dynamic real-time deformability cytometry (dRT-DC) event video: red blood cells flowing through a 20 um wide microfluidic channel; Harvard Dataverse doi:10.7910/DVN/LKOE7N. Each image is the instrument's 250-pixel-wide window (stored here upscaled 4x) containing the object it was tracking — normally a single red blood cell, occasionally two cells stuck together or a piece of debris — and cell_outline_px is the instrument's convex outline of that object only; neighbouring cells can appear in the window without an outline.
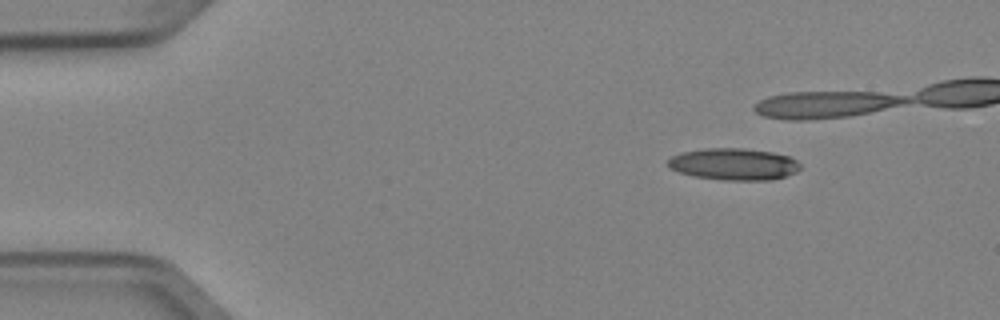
{"species": "Egyptian fruit bat (a non-hibernating species)", "species_latin": "Rousettus aegyptiacus", "temperature_condition": "cold", "stored_images_in_passage": 5, "camera_frame_rate_fps": 3000, "um_per_image_px": 0.085, "animal": {"sex": "female"}, "frame": {"image": 1, "passage_image": 1, "time_ms": 0.0, "image_size_px": [1000, 320], "cell_outline_px": [[800, 168], [796, 172], [772, 180], [724, 180], [696, 176], [680, 172], [672, 168], [668, 164], [668, 160], [672, 156], [680, 152], [704, 148], [744, 148], [772, 152], [788, 156], [796, 160], [800, 164]], "centroid_in_image_um": [62.39, 13.94], "position_along_channel_um": 22.6, "area_um2": 24.39}}
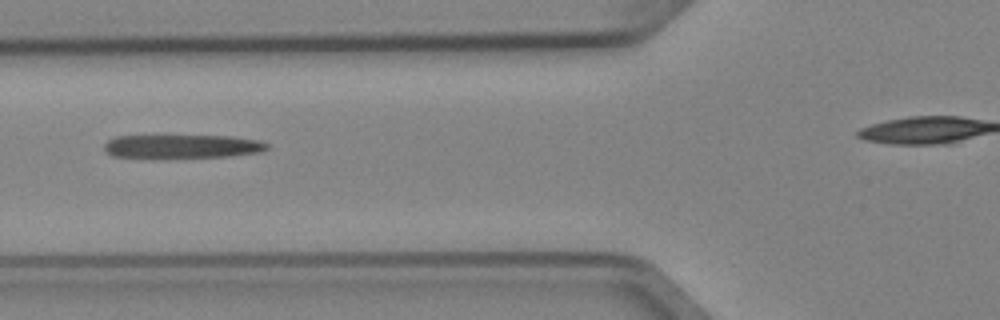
{"frame": {"image": 2, "passage_image": 5, "time_ms": 1.333, "image_size_px": [1000, 320], "cell_outline_px": [[268, 148], [260, 152], [228, 156], [112, 156], [104, 152], [104, 144], [108, 140], [116, 136], [232, 136], [260, 140], [268, 144]], "centroid_in_image_um": [15.5, 12.41], "position_along_channel_um": 110.3, "area_um2": 21.73}}